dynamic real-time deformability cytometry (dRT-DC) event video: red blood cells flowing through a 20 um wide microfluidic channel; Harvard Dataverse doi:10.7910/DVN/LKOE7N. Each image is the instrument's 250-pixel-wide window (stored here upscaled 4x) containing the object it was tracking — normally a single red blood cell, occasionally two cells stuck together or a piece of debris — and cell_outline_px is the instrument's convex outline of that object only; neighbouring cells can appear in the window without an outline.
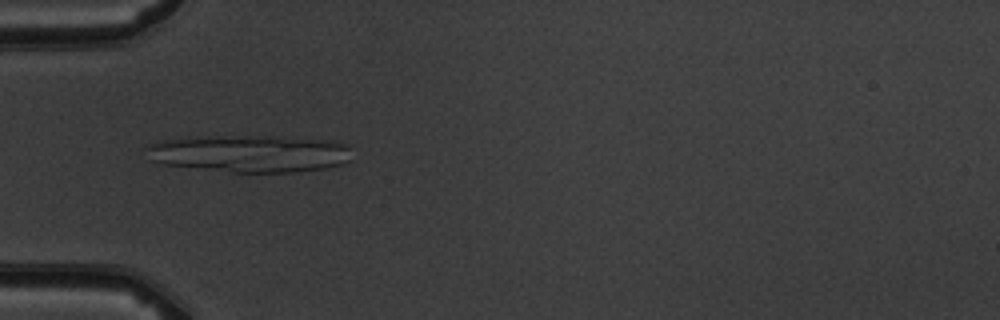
{"species": "common noctule bat (a hibernating species)", "species_latin": "Nyctalus noctula", "temperature_condition": "warm", "stored_images_in_passage": 8, "camera_frame_rate_fps": 3000, "um_per_image_px": 0.085, "animal": {"sex": "male", "body_mass_g": 19.5, "forearm_length_mm": 54.6}, "frame": {"image": 1, "passage_image": 5, "time_ms": 4.667, "image_size_px": [1000, 320], "cell_outline_px": [[348, 160], [344, 164], [324, 168], [296, 172], [232, 172], [164, 164], [152, 160], [140, 148], [160, 140], [188, 136], [276, 136], [332, 140], [348, 144]], "centroid_in_image_um": [21.16, 13.03], "position_along_channel_um": 63.8, "area_um2": 45.08}}
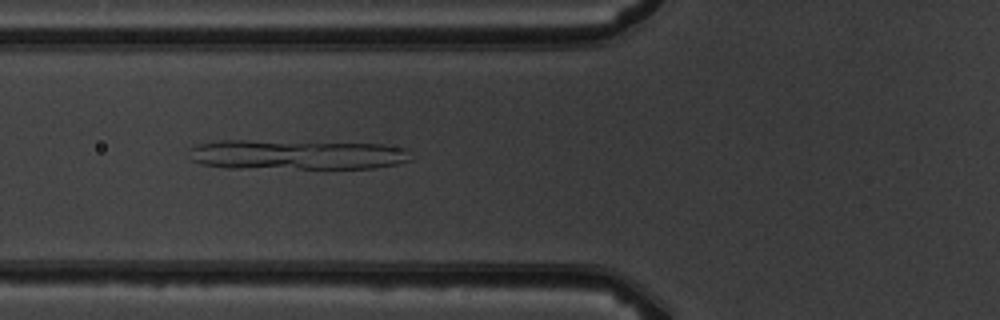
{"frame": {"image": 2, "passage_image": 6, "time_ms": 5.667, "image_size_px": [1000, 320], "cell_outline_px": [[412, 160], [396, 164], [372, 168], [228, 168], [200, 164], [192, 160], [188, 148], [196, 144], [220, 140], [248, 140], [384, 144], [404, 148]], "centroid_in_image_um": [25.15, 13.14], "position_along_channel_um": 100.7, "area_um2": 38.78}}